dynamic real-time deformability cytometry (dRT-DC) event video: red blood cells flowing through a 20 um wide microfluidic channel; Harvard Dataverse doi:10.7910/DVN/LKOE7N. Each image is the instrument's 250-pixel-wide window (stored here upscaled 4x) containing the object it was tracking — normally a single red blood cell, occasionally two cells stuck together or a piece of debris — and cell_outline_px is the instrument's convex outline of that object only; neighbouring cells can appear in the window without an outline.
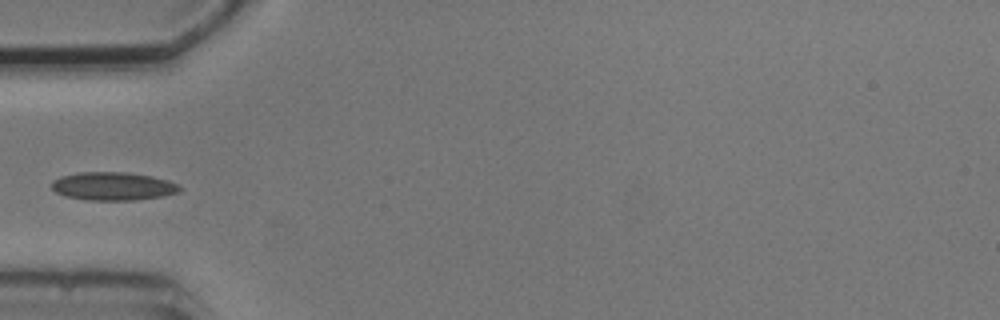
{"species": "common noctule bat (a hibernating species)", "species_latin": "Nyctalus noctula", "temperature_condition": "cold", "stored_images_in_passage": 3, "camera_frame_rate_fps": 3000, "um_per_image_px": 0.085, "animal": {"sex": "male", "body_mass_g": 20.5, "forearm_length_mm": 52.5}, "frame": {"image": 1, "passage_image": 3, "time_ms": 3.0, "image_size_px": [1000, 320], "cell_outline_px": [[180, 192], [164, 196], [132, 200], [88, 200], [64, 196], [56, 192], [52, 188], [52, 180], [60, 176], [80, 172], [128, 172], [152, 176], [168, 180], [180, 184]], "centroid_in_image_um": [9.62, 15.82], "position_along_channel_um": 75.4, "area_um2": 21.21}}